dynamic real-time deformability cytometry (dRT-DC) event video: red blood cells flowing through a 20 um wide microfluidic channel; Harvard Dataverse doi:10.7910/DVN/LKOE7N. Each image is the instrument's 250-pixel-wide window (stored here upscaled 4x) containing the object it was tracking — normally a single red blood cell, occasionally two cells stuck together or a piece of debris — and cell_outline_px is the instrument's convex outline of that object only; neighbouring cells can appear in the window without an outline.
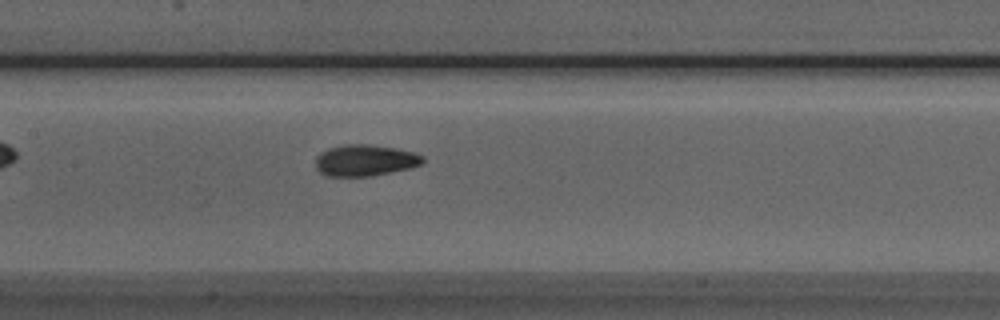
{"species": "Egyptian fruit bat (a non-hibernating species)", "species_latin": "Rousettus aegyptiacus", "temperature_condition": "room temperature", "stored_images_in_passage": 37, "camera_frame_rate_fps": 3000, "um_per_image_px": 0.085, "animal": {"sex": "male"}, "frame": {"image": 1, "passage_image": 9, "time_ms": 2.667, "image_size_px": [1000, 320], "cell_outline_px": [[424, 160], [420, 164], [412, 168], [368, 176], [324, 176], [316, 168], [316, 156], [320, 152], [328, 148], [344, 144], [368, 144], [396, 148], [412, 152], [424, 156]], "centroid_in_image_um": [31.0, 13.62], "position_along_channel_um": 176.4, "area_um2": 19.65}}
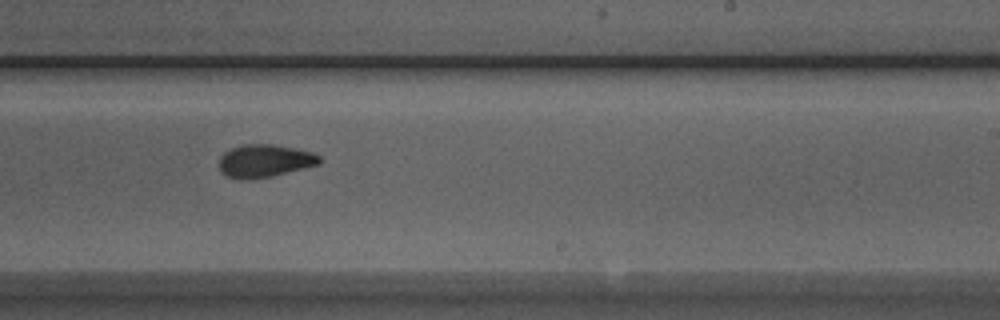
{"frame": {"image": 2, "passage_image": 16, "time_ms": 5.0, "image_size_px": [1000, 320], "cell_outline_px": [[320, 164], [272, 176], [240, 180], [224, 176], [220, 172], [220, 156], [224, 152], [240, 144], [272, 144], [312, 152], [320, 156]], "centroid_in_image_um": [22.45, 13.68], "position_along_channel_um": 266.5, "area_um2": 19.19}}
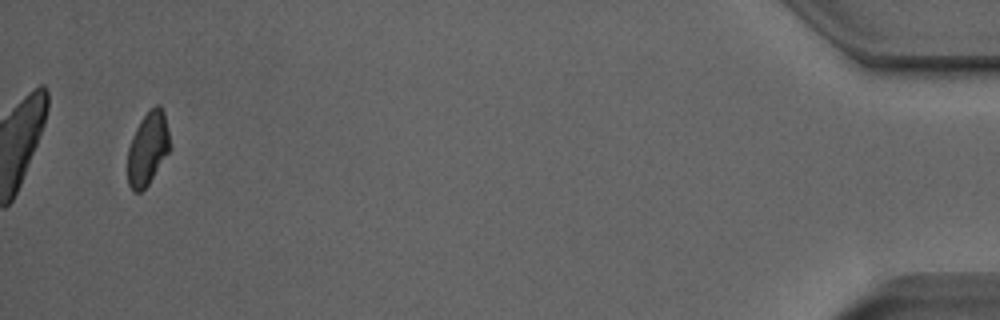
{"frame": {"image": 3, "passage_image": 35, "time_ms": 11.333, "image_size_px": [1000, 320], "cell_outline_px": [[172, 148], [148, 184], [140, 192], [132, 192], [128, 184], [128, 148], [132, 136], [140, 120], [156, 104], [160, 104], [164, 112], [168, 128]], "centroid_in_image_um": [12.58, 12.62], "position_along_channel_um": 422.6, "area_um2": 18.15}}